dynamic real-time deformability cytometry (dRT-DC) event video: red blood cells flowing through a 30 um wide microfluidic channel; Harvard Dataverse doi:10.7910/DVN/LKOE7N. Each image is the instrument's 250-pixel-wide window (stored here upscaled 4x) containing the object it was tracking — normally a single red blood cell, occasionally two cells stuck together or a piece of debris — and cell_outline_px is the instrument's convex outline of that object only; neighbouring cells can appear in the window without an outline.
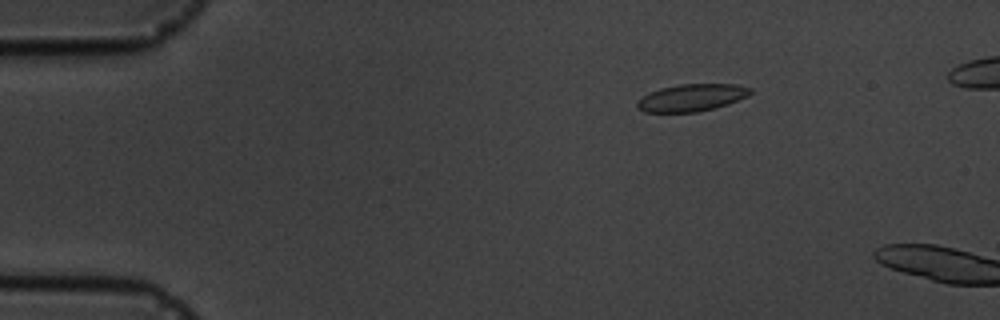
{"species": "common noctule bat (a hibernating species)", "species_latin": "Nyctalus noctula", "temperature_condition": "cold", "stored_images_in_passage": 4, "camera_frame_rate_fps": 3000, "um_per_image_px": 0.085, "animal": {"sex": "male", "body_mass_g": 19.5, "forearm_length_mm": 54.6}, "frame": {"image": 1, "passage_image": 3, "time_ms": 2.333, "image_size_px": [1000, 320], "cell_outline_px": [[752, 92], [748, 96], [728, 104], [696, 112], [644, 112], [636, 108], [636, 104], [648, 92], [660, 88], [680, 84], [736, 84], [752, 88]], "centroid_in_image_um": [58.79, 8.29], "position_along_channel_um": 26.2, "area_um2": 17.92}}